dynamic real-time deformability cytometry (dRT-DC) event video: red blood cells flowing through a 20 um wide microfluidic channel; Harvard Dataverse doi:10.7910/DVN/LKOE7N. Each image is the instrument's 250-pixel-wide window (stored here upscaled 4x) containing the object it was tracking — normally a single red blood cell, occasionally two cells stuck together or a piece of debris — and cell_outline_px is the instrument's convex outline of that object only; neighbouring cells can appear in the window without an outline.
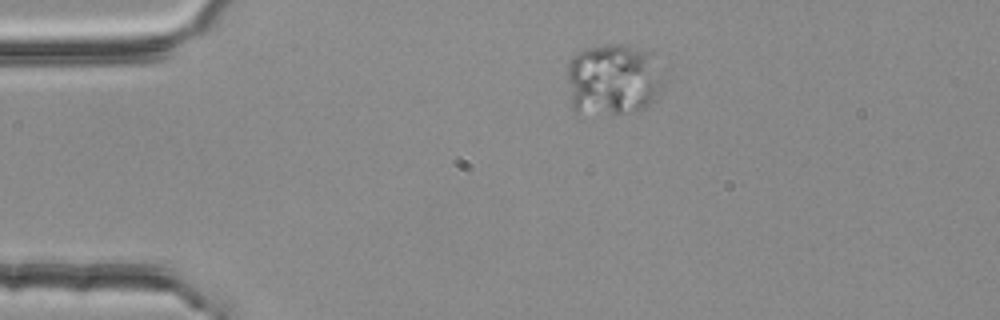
{"species": "common noctule bat (a hibernating species)", "species_latin": "Nyctalus noctula", "temperature_condition": "room temperature", "stored_images_in_passage": 45, "camera_frame_rate_fps": 3000, "um_per_image_px": 0.085, "animal": {"sex": "female", "body_mass_g": 25.1}, "frame": {"image": 1, "passage_image": 1, "time_ms": 0.0, "image_size_px": [1000, 320], "cell_outline_px": [[668, 72], [664, 88], [660, 96], [644, 108], [632, 112], [576, 112], [572, 108], [568, 80], [568, 60], [572, 56], [584, 48], [608, 44], [624, 44], [648, 48], [652, 52]], "centroid_in_image_um": [52.26, 6.69], "position_along_channel_um": 32.7, "area_um2": 41.67}}
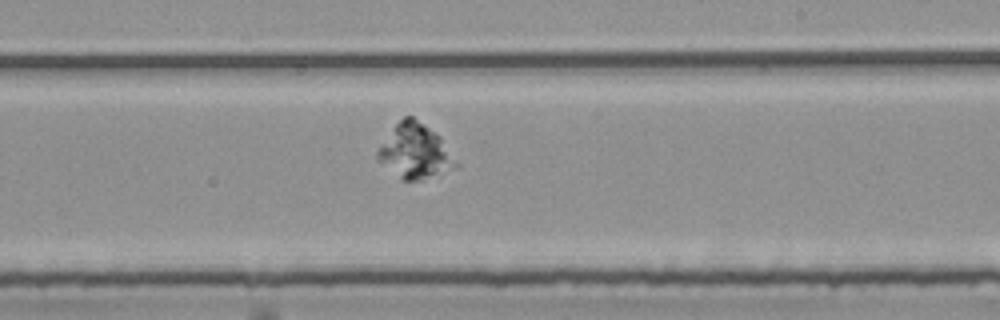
{"frame": {"image": 2, "passage_image": 23, "time_ms": 7.333, "image_size_px": [1000, 320], "cell_outline_px": [[460, 168], [420, 180], [404, 180], [376, 160], [376, 152], [396, 124], [404, 116], [412, 116], [440, 136], [460, 164]], "centroid_in_image_um": [35.32, 12.89], "position_along_channel_um": 253.7, "area_um2": 24.74}}
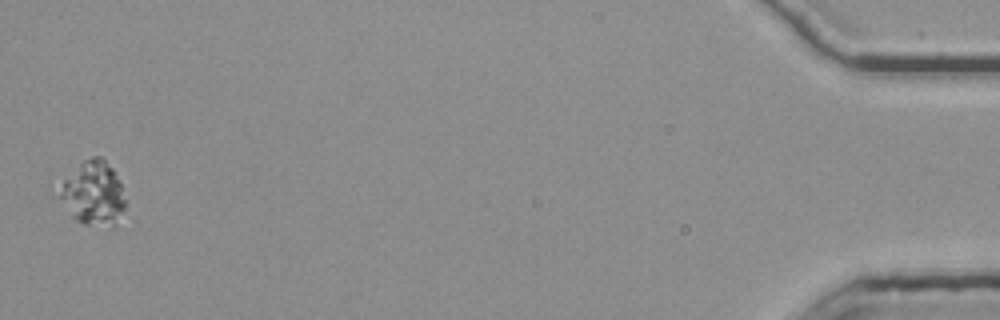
{"frame": {"image": 3, "passage_image": 45, "time_ms": 14.667, "image_size_px": [1000, 320], "cell_outline_px": [[136, 224], [112, 228], [108, 228], [84, 224], [76, 220], [72, 216], [60, 196], [60, 192], [64, 180], [84, 160], [92, 156], [100, 156], [112, 168], [120, 180], [136, 220]], "centroid_in_image_um": [8.24, 16.62], "position_along_channel_um": 427.0, "area_um2": 26.65}}